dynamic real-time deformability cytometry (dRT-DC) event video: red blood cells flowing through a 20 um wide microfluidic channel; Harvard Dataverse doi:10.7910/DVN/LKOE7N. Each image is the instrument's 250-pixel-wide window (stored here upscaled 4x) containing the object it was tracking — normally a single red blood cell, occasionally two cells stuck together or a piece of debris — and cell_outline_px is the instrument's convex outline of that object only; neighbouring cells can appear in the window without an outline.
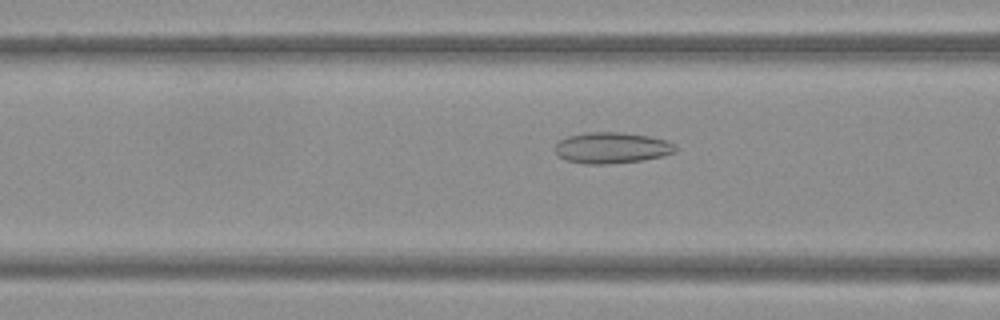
{"species": "Egyptian fruit bat (a non-hibernating species)", "species_latin": "Rousettus aegyptiacus", "temperature_condition": "warm", "stored_images_in_passage": 37, "camera_frame_rate_fps": 3000, "um_per_image_px": 0.085, "frame": {"image": 1, "passage_image": 16, "time_ms": 5.0, "image_size_px": [1000, 320], "cell_outline_px": [[676, 152], [664, 156], [644, 160], [608, 164], [584, 164], [568, 160], [560, 156], [556, 152], [556, 144], [560, 140], [568, 136], [588, 132], [616, 132], [648, 136], [668, 140], [676, 144]], "centroid_in_image_um": [52.06, 12.57], "position_along_channel_um": 114.5, "area_um2": 21.79}}
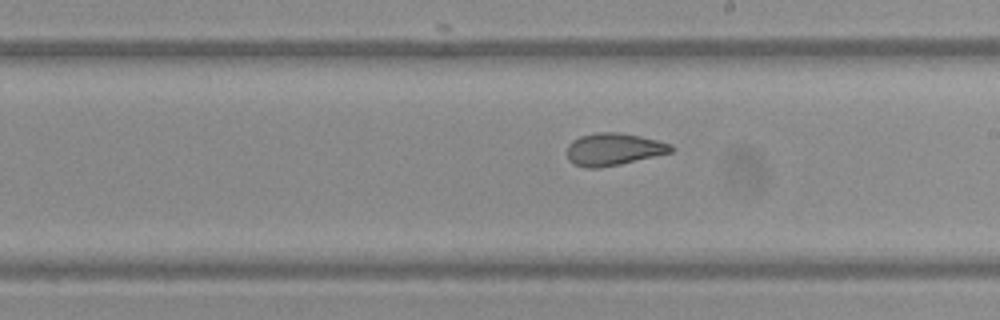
{"frame": {"image": 2, "passage_image": 25, "time_ms": 8.0, "image_size_px": [1000, 320], "cell_outline_px": [[676, 148], [672, 152], [620, 164], [600, 168], [584, 168], [572, 164], [568, 160], [568, 144], [572, 140], [580, 136], [596, 132], [620, 132], [640, 136], [672, 144]], "centroid_in_image_um": [52.14, 12.69], "position_along_channel_um": 236.9, "area_um2": 19.77}}
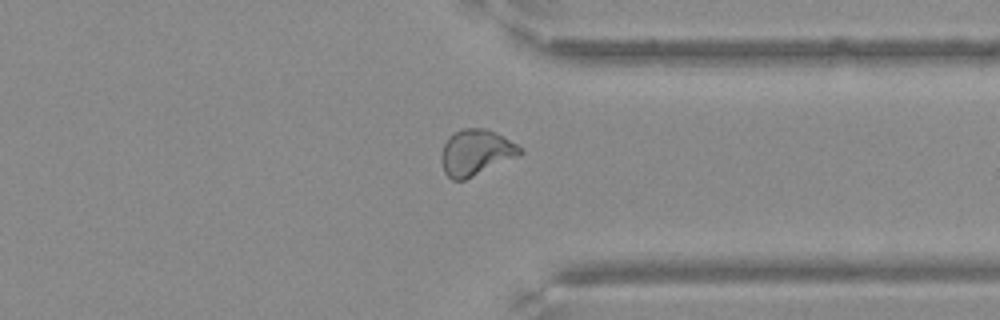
{"frame": {"image": 3, "passage_image": 35, "time_ms": 11.333, "image_size_px": [1000, 320], "cell_outline_px": [[524, 152], [520, 156], [464, 180], [452, 180], [444, 172], [444, 144], [448, 136], [464, 128], [484, 128], [496, 132], [524, 148]], "centroid_in_image_um": [40.53, 12.95], "position_along_channel_um": 370.9, "area_um2": 20.81}}